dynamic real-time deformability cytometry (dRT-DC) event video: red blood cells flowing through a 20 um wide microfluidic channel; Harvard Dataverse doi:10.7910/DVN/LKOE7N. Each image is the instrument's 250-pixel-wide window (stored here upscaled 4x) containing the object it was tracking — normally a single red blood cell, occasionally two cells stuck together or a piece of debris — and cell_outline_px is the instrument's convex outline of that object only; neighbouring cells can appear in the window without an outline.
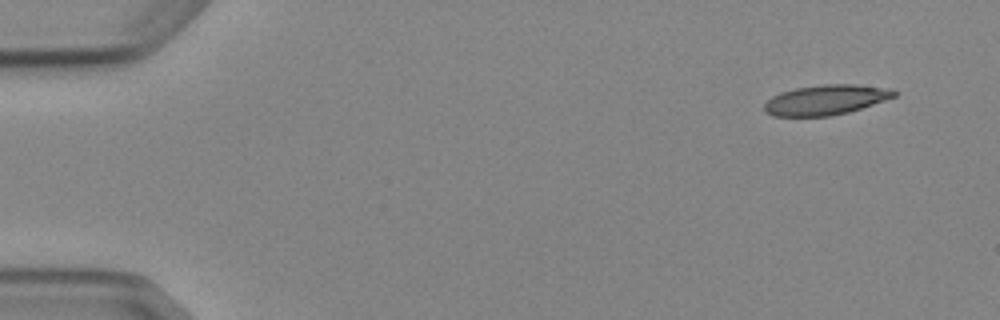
{"species": "Egyptian fruit bat (a non-hibernating species)", "species_latin": "Rousettus aegyptiacus", "temperature_condition": "cold", "stored_images_in_passage": 4, "camera_frame_rate_fps": 3000, "um_per_image_px": 0.085, "animal": {"sex": "female"}, "frame": {"image": 1, "passage_image": 1, "time_ms": 0.0, "image_size_px": [1000, 320], "cell_outline_px": [[896, 96], [848, 112], [832, 116], [772, 116], [764, 112], [764, 104], [772, 96], [780, 92], [796, 88], [824, 84], [856, 84], [892, 88], [896, 92]], "centroid_in_image_um": [70.17, 8.48], "position_along_channel_um": 14.8, "area_um2": 22.72}}